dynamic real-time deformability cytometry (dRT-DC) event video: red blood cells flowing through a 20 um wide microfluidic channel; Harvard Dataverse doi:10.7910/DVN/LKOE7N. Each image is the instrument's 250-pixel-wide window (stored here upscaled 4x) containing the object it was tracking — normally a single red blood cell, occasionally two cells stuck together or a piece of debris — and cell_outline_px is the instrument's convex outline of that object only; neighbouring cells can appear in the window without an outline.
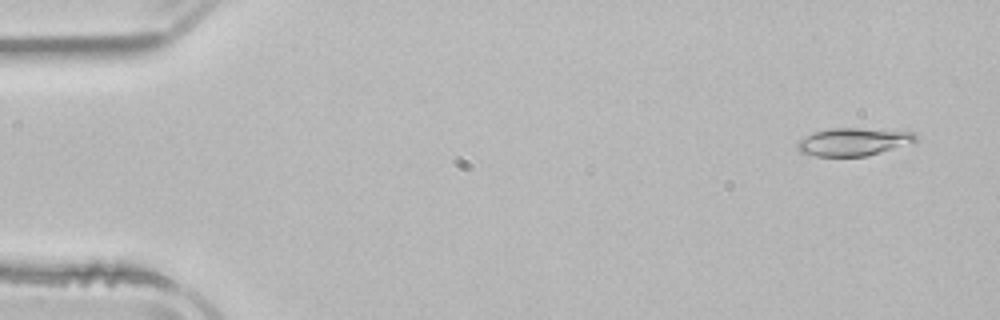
{"species": "common noctule bat (a hibernating species)", "species_latin": "Nyctalus noctula", "temperature_condition": "room temperature", "stored_images_in_passage": 52, "camera_frame_rate_fps": 3000, "um_per_image_px": 0.085, "animal": {"sex": "male", "body_mass_g": 21.5, "forearm_length_mm": 52.0}, "frame": {"image": 1, "passage_image": 3, "time_ms": 0.667, "image_size_px": [1000, 320], "cell_outline_px": [[920, 140], [880, 152], [864, 156], [816, 156], [800, 152], [796, 148], [796, 144], [800, 140], [816, 132], [832, 128], [860, 128], [912, 132]], "centroid_in_image_um": [72.53, 12.05], "position_along_channel_um": 12.5, "area_um2": 18.79}}
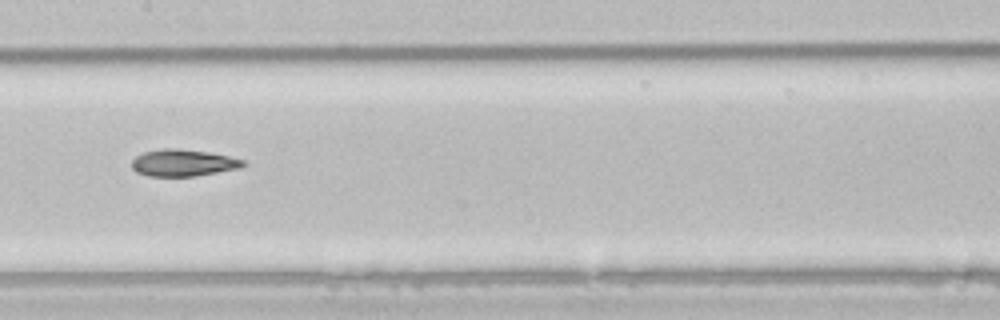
{"frame": {"image": 2, "passage_image": 26, "time_ms": 8.333, "image_size_px": [1000, 320], "cell_outline_px": [[248, 164], [240, 168], [196, 176], [148, 176], [136, 172], [132, 168], [132, 160], [136, 156], [144, 152], [164, 148], [180, 148], [208, 152], [228, 156], [244, 160]], "centroid_in_image_um": [15.58, 13.84], "position_along_channel_um": 191.8, "area_um2": 17.51}}
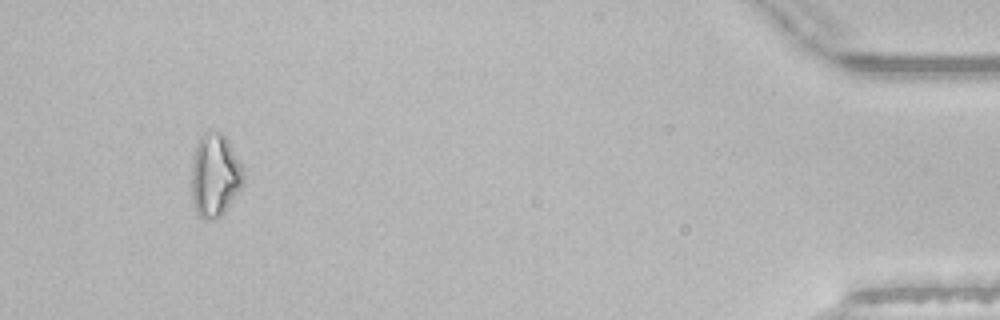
{"frame": {"image": 3, "passage_image": 49, "time_ms": 16.0, "image_size_px": [1000, 320], "cell_outline_px": [[244, 180], [240, 188], [224, 212], [208, 220], [204, 220], [196, 212], [192, 200], [192, 156], [196, 144], [200, 136], [204, 132], [220, 132], [228, 140], [244, 172]], "centroid_in_image_um": [18.24, 14.88], "position_along_channel_um": 417.0, "area_um2": 24.8}, "authors_computed_cell_mechanics": {"area_um2": 18.6694, "velocity_mm_per_s": 3.8936, "shape_relaxation_time_tau1_ms": 6.97, "shape_relaxation_time_tau2_ms": 4.8076, "deformation_change_tau1": 0.1754, "deformation_change_tau2": 0.1272}}